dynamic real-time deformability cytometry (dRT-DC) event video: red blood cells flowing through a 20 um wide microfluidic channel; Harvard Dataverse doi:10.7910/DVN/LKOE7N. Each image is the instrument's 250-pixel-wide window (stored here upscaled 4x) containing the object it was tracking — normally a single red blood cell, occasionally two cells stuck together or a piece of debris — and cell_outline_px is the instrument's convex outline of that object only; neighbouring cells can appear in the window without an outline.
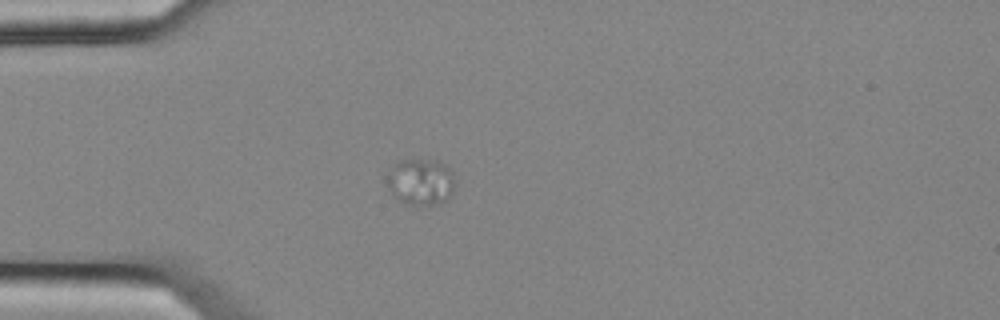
{"species": "common noctule bat (a hibernating species)", "species_latin": "Nyctalus noctula", "temperature_condition": "cold", "stored_images_in_passage": 58, "camera_frame_rate_fps": 3000, "um_per_image_px": 0.085, "animal": {"sex": "female", "body_mass_g": 25.1}, "frame": {"image": 1, "passage_image": 17, "time_ms": 5.333, "image_size_px": [1000, 320], "cell_outline_px": [[456, 184], [448, 200], [432, 204], [408, 204], [392, 196], [384, 180], [384, 176], [400, 160], [436, 160], [444, 164], [452, 172]], "centroid_in_image_um": [35.73, 15.45], "position_along_channel_um": 49.3, "area_um2": 18.55}}
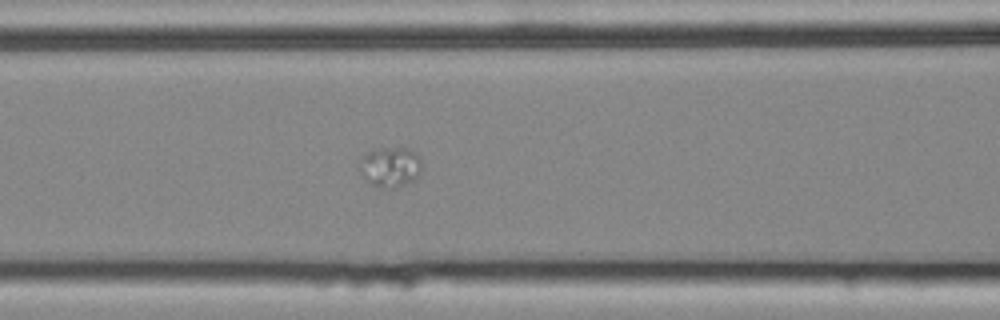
{"frame": {"image": 2, "passage_image": 25, "time_ms": 8.0, "image_size_px": [1000, 320], "cell_outline_px": [[420, 172], [416, 180], [396, 188], [380, 188], [364, 180], [356, 168], [356, 160], [364, 152], [380, 148], [404, 148], [416, 152], [420, 160]], "centroid_in_image_um": [33.07, 14.2], "position_along_channel_um": 133.5, "area_um2": 15.2}}
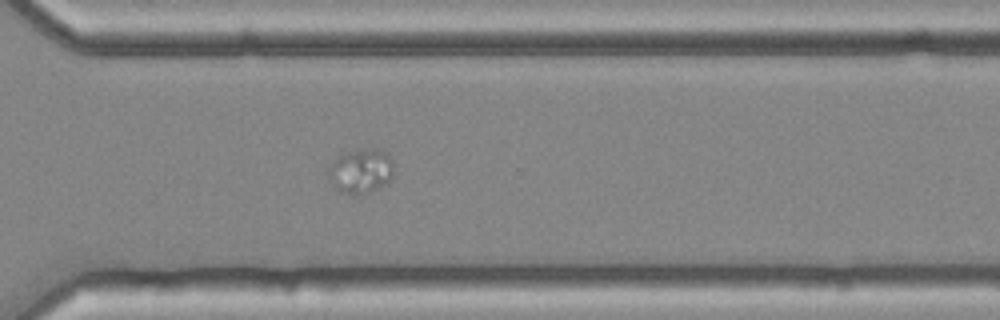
{"frame": {"image": 3, "passage_image": 42, "time_ms": 13.667, "image_size_px": [1000, 320], "cell_outline_px": [[392, 176], [384, 184], [368, 192], [340, 192], [332, 184], [324, 172], [332, 160], [348, 152], [368, 148], [380, 148], [388, 152], [392, 160]], "centroid_in_image_um": [30.63, 14.48], "position_along_channel_um": 340.0, "area_um2": 16.82}}